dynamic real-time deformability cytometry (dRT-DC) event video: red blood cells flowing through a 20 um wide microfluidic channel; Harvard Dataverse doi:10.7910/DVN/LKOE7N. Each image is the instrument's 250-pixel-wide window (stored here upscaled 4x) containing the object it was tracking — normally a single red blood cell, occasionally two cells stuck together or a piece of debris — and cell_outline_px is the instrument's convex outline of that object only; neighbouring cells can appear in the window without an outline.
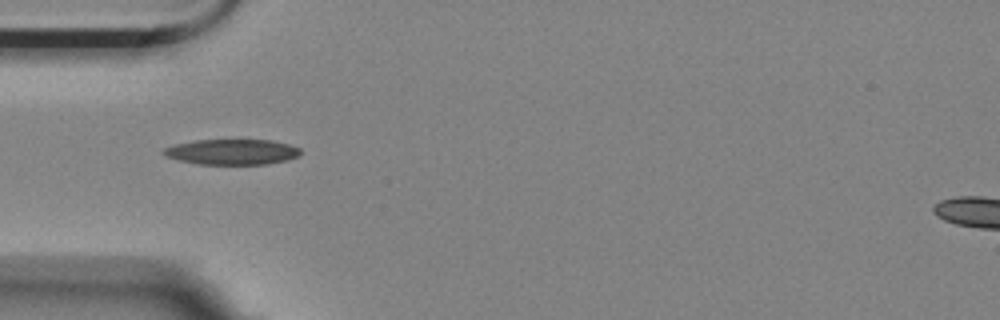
{"species": "Egyptian fruit bat (a non-hibernating species)", "species_latin": "Rousettus aegyptiacus", "temperature_condition": "room temperature", "stored_images_in_passage": 5, "camera_frame_rate_fps": 3000, "um_per_image_px": 0.085, "animal": {"sex": "female"}, "frame": {"image": 1, "passage_image": 4, "time_ms": 1.0, "image_size_px": [1000, 320], "cell_outline_px": [[300, 156], [288, 160], [268, 164], [200, 164], [180, 160], [168, 156], [160, 152], [164, 148], [176, 144], [196, 140], [272, 140], [288, 144], [300, 148]], "centroid_in_image_um": [19.76, 12.91], "position_along_channel_um": 65.2, "area_um2": 20.23}}
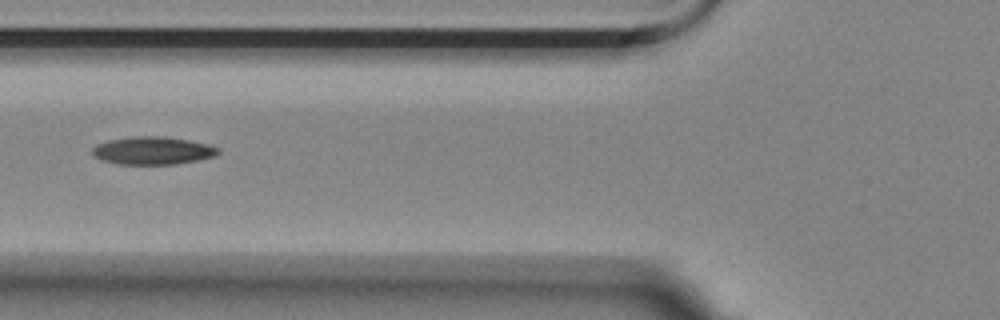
{"frame": {"image": 2, "passage_image": 5, "time_ms": 1.333, "image_size_px": [1000, 320], "cell_outline_px": [[220, 152], [216, 156], [176, 164], [116, 164], [100, 160], [92, 156], [92, 148], [96, 144], [108, 140], [132, 136], [164, 136], [188, 140], [208, 144], [220, 148]], "centroid_in_image_um": [12.95, 12.8], "position_along_channel_um": 112.9, "area_um2": 20.63}}